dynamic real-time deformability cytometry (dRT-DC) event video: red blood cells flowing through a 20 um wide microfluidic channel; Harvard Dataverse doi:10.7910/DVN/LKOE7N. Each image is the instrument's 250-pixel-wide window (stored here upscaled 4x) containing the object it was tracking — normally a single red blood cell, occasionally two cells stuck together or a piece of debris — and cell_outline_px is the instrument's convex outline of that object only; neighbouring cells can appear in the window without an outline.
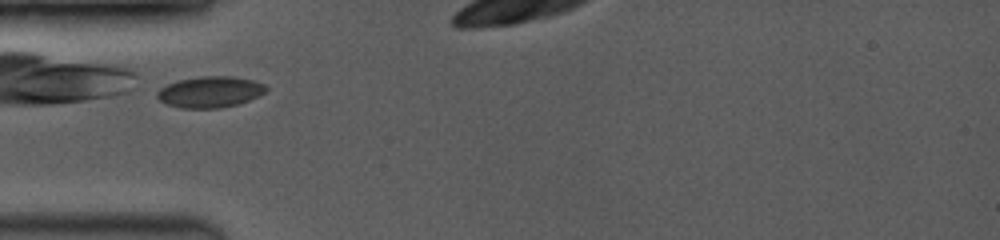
{"species": "common noctule bat (a hibernating species)", "species_latin": "Nyctalus noctula", "temperature_condition": "room temperature", "stored_images_in_passage": 1, "camera_frame_rate_fps": 3500, "um_per_image_px": 0.085, "animal": {"sex": "female", "body_mass_g": 19.0, "forearm_length_mm": 53.3}, "frame": {"image": 1, "passage_image": 1, "time_ms": 0.0, "image_size_px": [1000, 240], "cell_outline_px": [[268, 88], [264, 92], [248, 100], [236, 104], [220, 108], [180, 108], [168, 104], [160, 100], [156, 96], [156, 92], [160, 88], [168, 84], [180, 80], [200, 76], [232, 76], [252, 80], [264, 84]], "centroid_in_image_um": [17.83, 7.81], "position_along_channel_um": 67.2, "area_um2": 19.54}}